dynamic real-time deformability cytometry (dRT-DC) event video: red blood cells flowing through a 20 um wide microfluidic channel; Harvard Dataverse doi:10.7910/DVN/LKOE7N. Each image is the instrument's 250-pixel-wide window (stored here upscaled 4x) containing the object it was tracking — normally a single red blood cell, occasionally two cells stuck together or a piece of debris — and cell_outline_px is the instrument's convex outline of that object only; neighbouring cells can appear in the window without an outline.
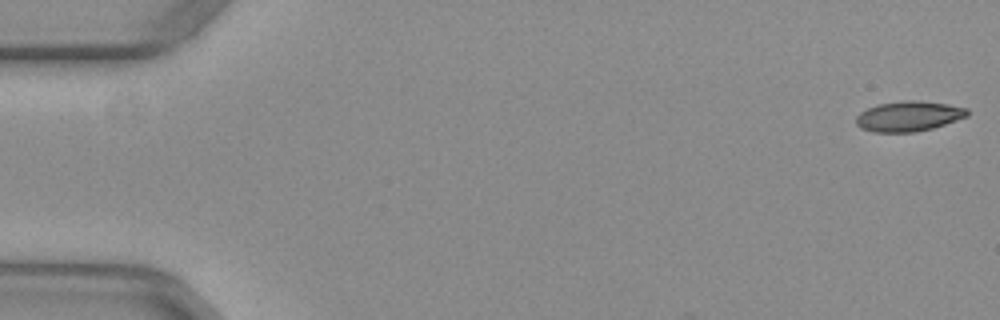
{"species": "common noctule bat (a hibernating species)", "species_latin": "Nyctalus noctula", "temperature_condition": "warm", "stored_images_in_passage": 42, "camera_frame_rate_fps": 3000, "um_per_image_px": 0.085, "animal": {"sex": "female", "body_mass_g": 29.2, "forearm_length_mm": 56.3}, "frame": {"image": 1, "passage_image": 1, "time_ms": 0.0, "image_size_px": [1000, 320], "cell_outline_px": [[968, 116], [932, 128], [916, 132], [876, 132], [860, 128], [856, 124], [856, 116], [860, 112], [876, 104], [904, 100], [920, 100], [948, 104], [968, 108]], "centroid_in_image_um": [77.22, 9.87], "position_along_channel_um": 7.8, "area_um2": 19.65}}
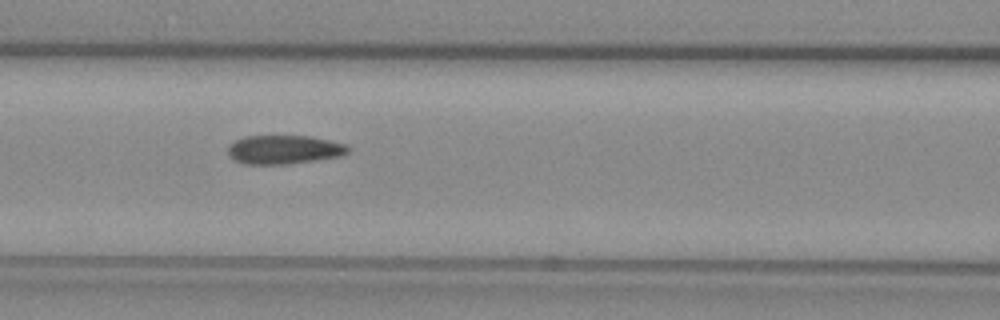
{"frame": {"image": 2, "passage_image": 23, "time_ms": 7.333, "image_size_px": [1000, 320], "cell_outline_px": [[348, 152], [340, 156], [316, 160], [288, 164], [244, 164], [236, 160], [228, 152], [228, 148], [236, 140], [244, 136], [312, 136], [348, 144]], "centroid_in_image_um": [24.19, 12.71], "position_along_channel_um": 142.4, "area_um2": 20.06}}
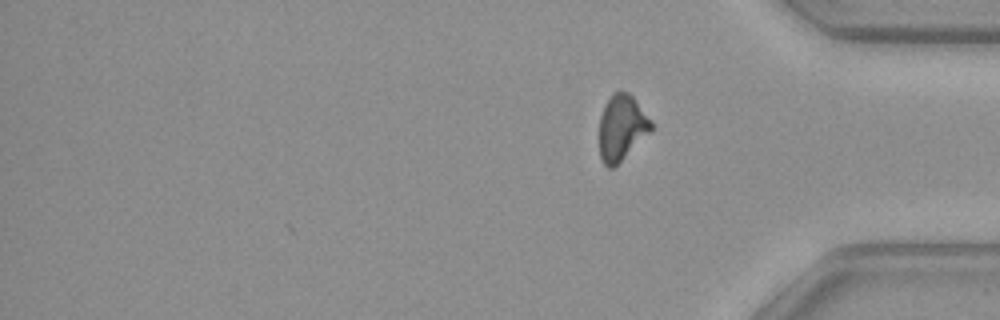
{"frame": {"image": 3, "passage_image": 42, "time_ms": 13.667, "image_size_px": [1000, 320], "cell_outline_px": [[652, 128], [612, 168], [608, 168], [604, 164], [600, 156], [600, 116], [612, 92], [628, 92], [632, 96], [652, 120]], "centroid_in_image_um": [52.82, 10.81], "position_along_channel_um": 382.4, "area_um2": 19.07}, "authors_computed_cell_mechanics": {"area_um2": 20.4901, "velocity_mm_per_s": 3.9692, "shape_relaxation_time_tau1_ms": null, "shape_relaxation_time_tau2_ms": 3.0482, "deformation_change_tau1": null, "deformation_change_tau2": 0.0879}}